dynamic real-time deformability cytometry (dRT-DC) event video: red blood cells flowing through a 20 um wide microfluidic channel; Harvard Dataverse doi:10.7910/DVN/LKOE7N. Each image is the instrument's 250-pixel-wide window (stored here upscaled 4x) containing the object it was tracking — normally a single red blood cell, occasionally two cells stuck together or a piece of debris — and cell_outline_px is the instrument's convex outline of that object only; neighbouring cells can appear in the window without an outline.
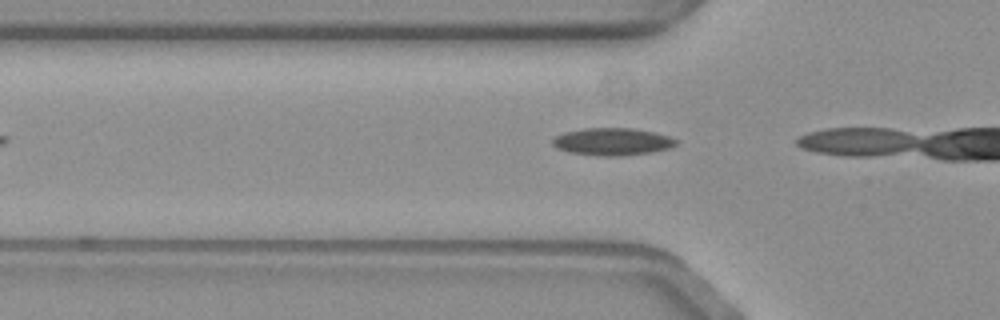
{"species": "common noctule bat (a hibernating species)", "species_latin": "Nyctalus noctula", "temperature_condition": "warm", "stored_images_in_passage": 3, "camera_frame_rate_fps": 3000, "um_per_image_px": 0.085, "animal": {"sex": "female", "body_mass_g": 19.3, "forearm_length_mm": 54.1}, "frame": {"image": 1, "passage_image": 2, "time_ms": 0.333, "image_size_px": [1000, 320], "cell_outline_px": [[676, 144], [668, 148], [652, 152], [624, 156], [600, 156], [568, 152], [556, 148], [552, 144], [552, 140], [556, 136], [564, 132], [584, 128], [632, 128], [652, 132], [668, 136], [676, 140]], "centroid_in_image_um": [52.0, 12.05], "position_along_channel_um": 73.8, "area_um2": 19.65}}